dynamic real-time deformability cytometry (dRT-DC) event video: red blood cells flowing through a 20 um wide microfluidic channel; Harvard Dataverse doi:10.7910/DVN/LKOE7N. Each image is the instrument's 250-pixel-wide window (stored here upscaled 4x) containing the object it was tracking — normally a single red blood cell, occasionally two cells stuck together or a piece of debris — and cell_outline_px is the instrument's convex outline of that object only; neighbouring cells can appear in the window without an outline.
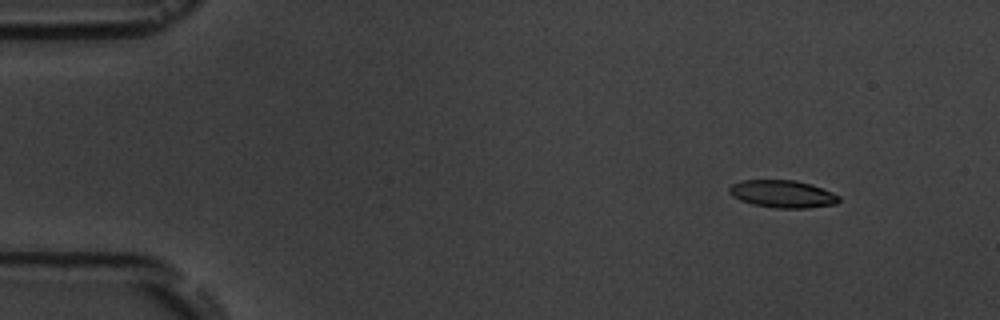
{"species": "common noctule bat (a hibernating species)", "species_latin": "Nyctalus noctula", "temperature_condition": "room temperature", "stored_images_in_passage": 5, "camera_frame_rate_fps": 3000, "um_per_image_px": 0.085, "animal": {"sex": "male", "body_mass_g": 19.5, "forearm_length_mm": 54.6}, "frame": {"image": 1, "passage_image": 2, "time_ms": 1.333, "image_size_px": [1000, 320], "cell_outline_px": [[840, 200], [836, 204], [804, 208], [776, 208], [752, 204], [740, 200], [732, 196], [728, 192], [728, 188], [732, 184], [740, 180], [796, 180], [812, 184], [832, 192], [840, 196]], "centroid_in_image_um": [66.5, 16.48], "position_along_channel_um": 18.5, "area_um2": 17.69}}
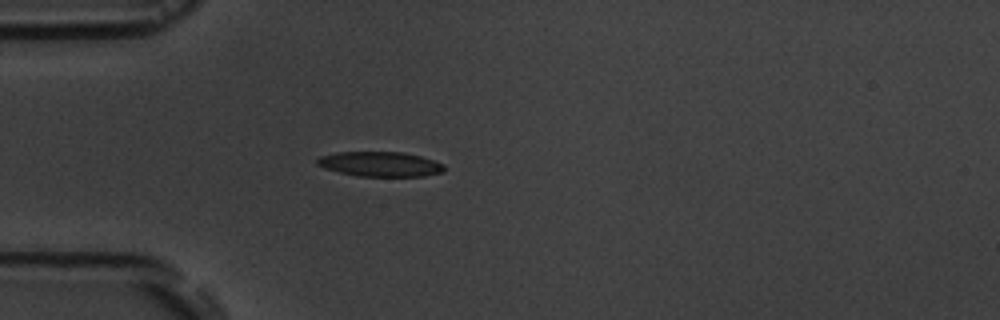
{"frame": {"image": 2, "passage_image": 5, "time_ms": 4.667, "image_size_px": [1000, 320], "cell_outline_px": [[444, 172], [424, 176], [356, 176], [324, 168], [316, 164], [316, 160], [320, 156], [336, 152], [404, 152], [420, 156], [444, 164]], "centroid_in_image_um": [32.3, 13.95], "position_along_channel_um": 52.7, "area_um2": 18.38}}